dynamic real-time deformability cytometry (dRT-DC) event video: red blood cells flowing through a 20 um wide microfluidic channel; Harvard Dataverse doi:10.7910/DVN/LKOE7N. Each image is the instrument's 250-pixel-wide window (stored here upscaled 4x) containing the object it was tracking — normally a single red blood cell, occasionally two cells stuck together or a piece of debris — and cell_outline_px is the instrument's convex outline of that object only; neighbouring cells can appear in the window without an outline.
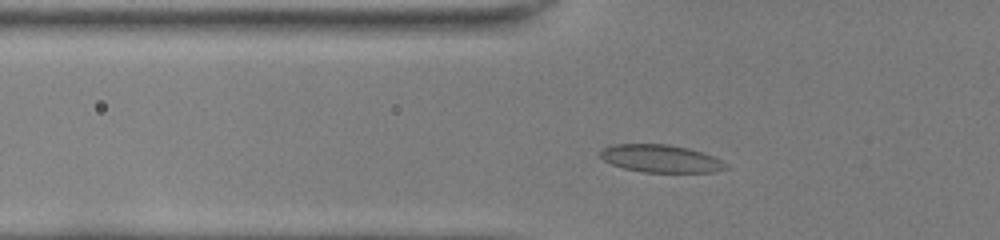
{"species": "common noctule bat (a hibernating species)", "species_latin": "Nyctalus noctula", "temperature_condition": "room temperature", "stored_images_in_passage": 38, "camera_frame_rate_fps": 3000, "um_per_image_px": 0.085, "animal": {"sex": "female", "body_mass_g": 22.0, "forearm_length_mm": 56.7}, "frame": {"image": 1, "passage_image": 7, "time_ms": 2.0, "image_size_px": [1000, 240], "cell_outline_px": [[728, 168], [716, 172], [644, 172], [624, 168], [612, 164], [604, 160], [600, 156], [600, 152], [604, 148], [612, 144], [668, 144], [688, 148], [712, 156], [720, 160]], "centroid_in_image_um": [56.14, 13.48], "position_along_channel_um": 69.7, "area_um2": 20.0}}
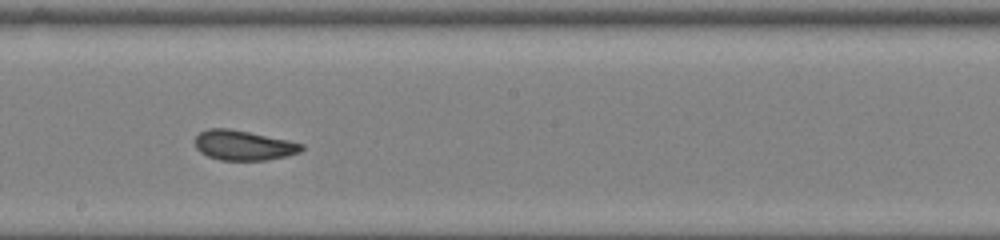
{"frame": {"image": 2, "passage_image": 19, "time_ms": 6.0, "image_size_px": [1000, 240], "cell_outline_px": [[304, 148], [300, 152], [288, 156], [264, 160], [220, 160], [208, 156], [200, 152], [196, 148], [196, 136], [200, 132], [208, 128], [228, 128], [288, 140], [304, 144]], "centroid_in_image_um": [20.71, 12.35], "position_along_channel_um": 227.5, "area_um2": 18.5}}
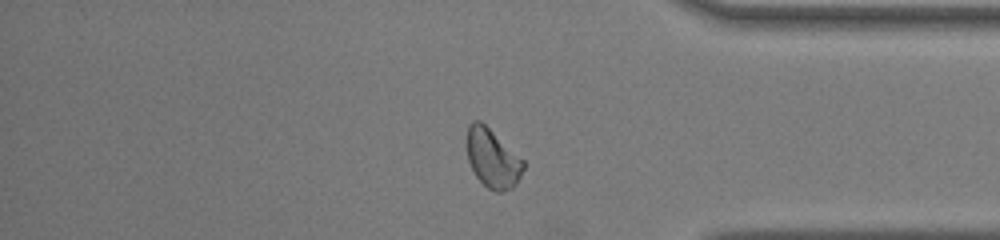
{"frame": {"image": 3, "passage_image": 32, "time_ms": 10.333, "image_size_px": [1000, 240], "cell_outline_px": [[524, 168], [516, 184], [512, 188], [500, 192], [496, 192], [488, 188], [476, 176], [468, 160], [464, 140], [468, 124], [472, 120], [480, 120], [524, 160]], "centroid_in_image_um": [41.82, 13.43], "position_along_channel_um": 393.4, "area_um2": 19.59}}